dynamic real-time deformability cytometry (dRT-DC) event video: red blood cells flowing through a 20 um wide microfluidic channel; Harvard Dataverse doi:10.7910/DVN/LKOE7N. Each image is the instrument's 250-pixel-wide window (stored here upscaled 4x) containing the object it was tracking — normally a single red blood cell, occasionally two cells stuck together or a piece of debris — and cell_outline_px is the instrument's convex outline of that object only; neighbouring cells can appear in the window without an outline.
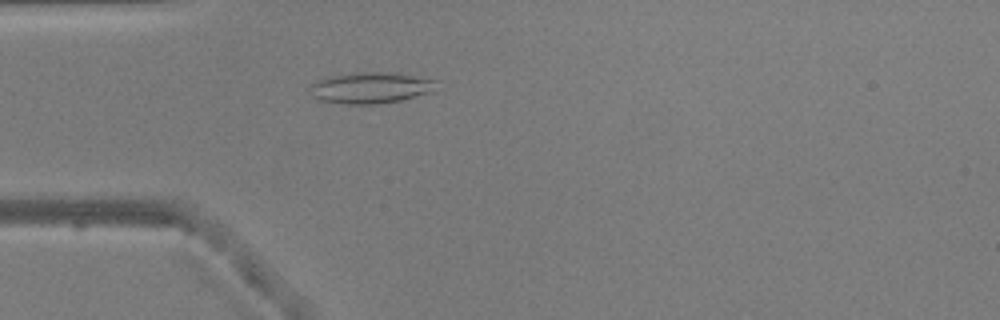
{"species": "common noctule bat (a hibernating species)", "species_latin": "Nyctalus noctula", "temperature_condition": "warm", "stored_images_in_passage": 52, "camera_frame_rate_fps": 3000, "um_per_image_px": 0.085, "animal": {"sex": "male", "body_mass_g": 20.5, "forearm_length_mm": 52.5}, "frame": {"image": 1, "passage_image": 15, "time_ms": 4.667, "image_size_px": [1000, 320], "cell_outline_px": [[440, 80], [436, 92], [404, 100], [376, 104], [344, 104], [320, 100], [316, 96], [312, 84], [316, 80], [332, 76], [356, 72], [372, 72], [408, 76]], "centroid_in_image_um": [31.64, 7.48], "position_along_channel_um": 53.4, "area_um2": 22.66}}
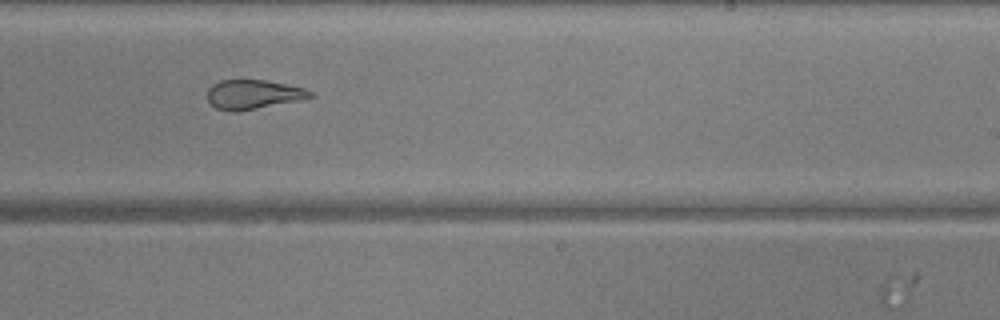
{"frame": {"image": 2, "passage_image": 32, "time_ms": 10.333, "image_size_px": [1000, 320], "cell_outline_px": [[312, 96], [296, 100], [236, 112], [232, 112], [216, 108], [208, 100], [208, 88], [212, 84], [220, 80], [268, 80], [304, 88], [312, 92]], "centroid_in_image_um": [21.46, 8.01], "position_along_channel_um": 267.5, "area_um2": 17.22}}
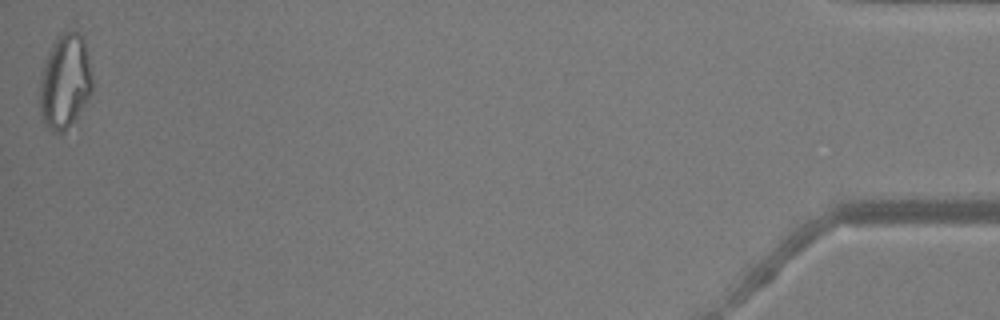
{"frame": {"image": 3, "passage_image": 52, "time_ms": 17.0, "image_size_px": [1000, 320], "cell_outline_px": [[92, 92], [76, 116], [64, 132], [56, 132], [48, 128], [40, 112], [40, 80], [44, 64], [48, 52], [52, 44], [64, 32], [76, 32], [84, 40], [92, 76]], "centroid_in_image_um": [5.52, 6.94], "position_along_channel_um": 429.7, "area_um2": 28.21}, "authors_computed_cell_mechanics": {"area_um2": 22.6576, "velocity_mm_per_s": 3.8779, "shape_relaxation_time_tau1_ms": null, "shape_relaxation_time_tau2_ms": 1.9427, "deformation_change_tau1": null, "deformation_change_tau2": 0.0981}}